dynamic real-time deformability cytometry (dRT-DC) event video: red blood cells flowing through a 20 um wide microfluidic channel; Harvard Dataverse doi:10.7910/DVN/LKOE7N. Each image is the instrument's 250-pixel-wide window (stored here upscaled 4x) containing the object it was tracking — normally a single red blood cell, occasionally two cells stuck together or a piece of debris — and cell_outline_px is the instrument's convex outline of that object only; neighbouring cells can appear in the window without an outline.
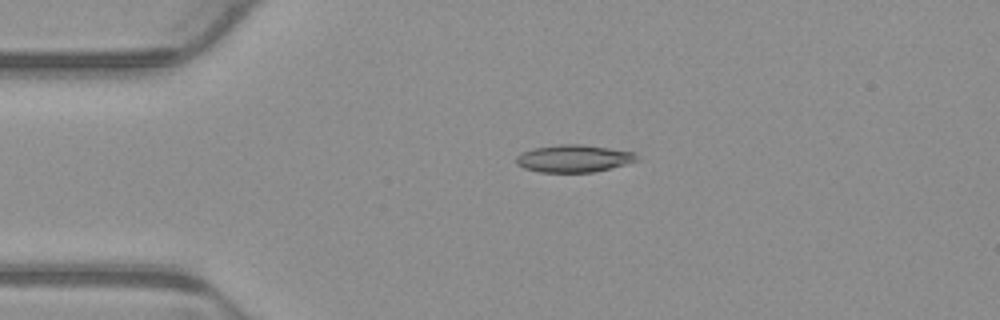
{"species": "common noctule bat (a hibernating species)", "species_latin": "Nyctalus noctula", "temperature_condition": "warm", "stored_images_in_passage": 3, "camera_frame_rate_fps": 3000, "um_per_image_px": 0.085, "animal": {"sex": "male", "body_mass_g": 23.1, "forearm_length_mm": 52.7}, "frame": {"image": 1, "passage_image": 2, "time_ms": 0.333, "image_size_px": [1000, 320], "cell_outline_px": [[640, 160], [628, 164], [612, 168], [592, 172], [540, 172], [524, 168], [516, 164], [516, 156], [532, 148], [560, 144], [580, 144], [636, 152]], "centroid_in_image_um": [48.81, 13.47], "position_along_channel_um": 36.2, "area_um2": 19.36}}